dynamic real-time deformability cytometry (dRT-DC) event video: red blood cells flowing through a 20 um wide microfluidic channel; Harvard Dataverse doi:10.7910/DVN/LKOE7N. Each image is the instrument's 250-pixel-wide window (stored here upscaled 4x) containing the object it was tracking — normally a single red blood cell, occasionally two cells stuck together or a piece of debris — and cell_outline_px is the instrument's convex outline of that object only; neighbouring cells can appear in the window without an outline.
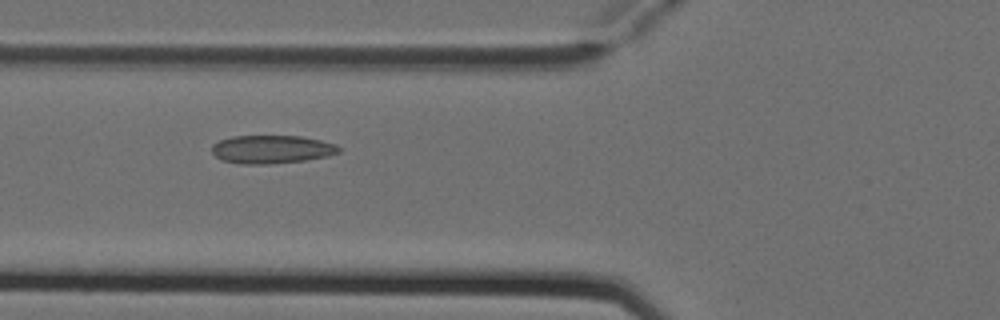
{"species": "Egyptian fruit bat (a non-hibernating species)", "species_latin": "Rousettus aegyptiacus", "temperature_condition": "cold", "stored_images_in_passage": 7, "camera_frame_rate_fps": 3000, "um_per_image_px": 0.085, "animal": {"sex": "female"}, "frame": {"image": 1, "passage_image": 6, "time_ms": 1.667, "image_size_px": [1000, 320], "cell_outline_px": [[340, 152], [328, 156], [304, 160], [268, 164], [240, 164], [224, 160], [216, 156], [212, 152], [212, 144], [220, 140], [232, 136], [300, 136], [320, 140], [336, 144], [340, 148]], "centroid_in_image_um": [23.1, 12.69], "position_along_channel_um": 102.7, "area_um2": 20.81}}
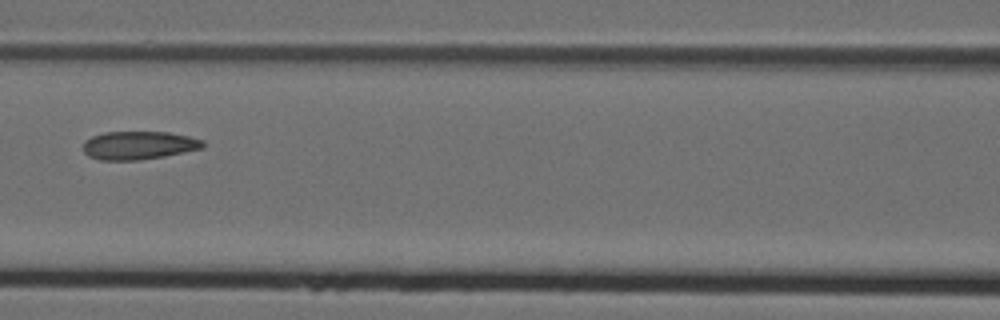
{"frame": {"image": 2, "passage_image": 7, "time_ms": 2.0, "image_size_px": [1000, 320], "cell_outline_px": [[204, 148], [164, 156], [140, 160], [100, 160], [88, 156], [84, 152], [84, 140], [92, 136], [104, 132], [168, 132], [188, 136], [204, 140]], "centroid_in_image_um": [11.79, 12.35], "position_along_channel_um": 154.8, "area_um2": 19.77}}